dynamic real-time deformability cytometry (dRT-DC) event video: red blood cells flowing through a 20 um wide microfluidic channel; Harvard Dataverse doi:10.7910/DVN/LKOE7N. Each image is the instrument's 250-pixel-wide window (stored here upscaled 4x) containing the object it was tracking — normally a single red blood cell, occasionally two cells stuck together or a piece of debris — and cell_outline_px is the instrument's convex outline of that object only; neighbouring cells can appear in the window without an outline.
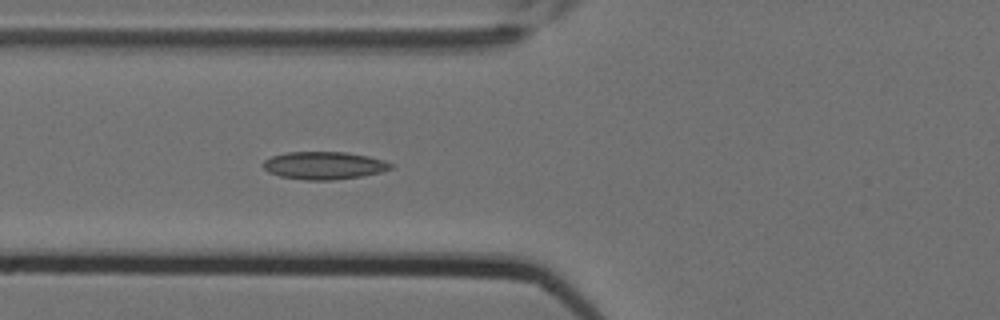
{"species": "Egyptian fruit bat (a non-hibernating species)", "species_latin": "Rousettus aegyptiacus", "temperature_condition": "cold", "stored_images_in_passage": 5, "camera_frame_rate_fps": 3000, "um_per_image_px": 0.085, "animal": {"sex": "female"}, "frame": {"image": 1, "passage_image": 5, "time_ms": 1.333, "image_size_px": [1000, 320], "cell_outline_px": [[392, 168], [380, 172], [360, 176], [332, 180], [304, 180], [280, 176], [268, 172], [264, 168], [264, 160], [272, 156], [288, 152], [344, 152], [368, 156], [384, 160], [392, 164]], "centroid_in_image_um": [27.53, 14.06], "position_along_channel_um": 98.3, "area_um2": 20.4}}